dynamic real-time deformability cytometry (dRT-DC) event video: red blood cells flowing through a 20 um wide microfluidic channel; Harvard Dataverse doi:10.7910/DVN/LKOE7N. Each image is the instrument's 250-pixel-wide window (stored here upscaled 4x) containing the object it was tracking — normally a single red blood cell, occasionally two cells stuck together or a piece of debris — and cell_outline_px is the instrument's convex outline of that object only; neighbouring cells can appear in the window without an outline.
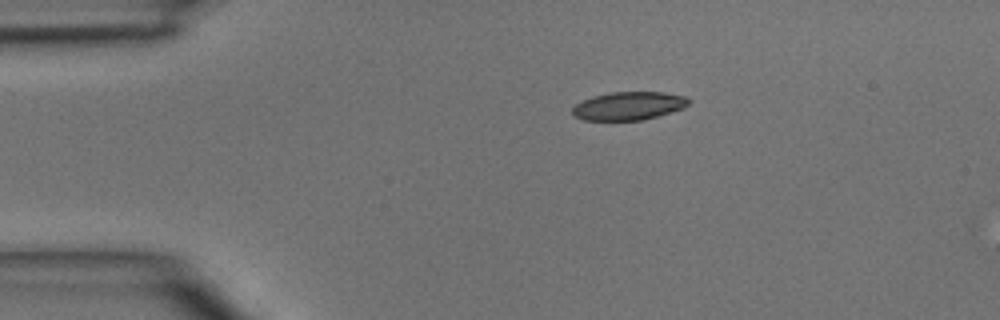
{"species": "common noctule bat (a hibernating species)", "species_latin": "Nyctalus noctula", "temperature_condition": "room temperature", "stored_images_in_passage": 2, "camera_frame_rate_fps": 3000, "um_per_image_px": 0.085, "animal": {"sex": "male", "body_mass_g": 15.6}, "frame": {"image": 1, "passage_image": 1, "time_ms": 0.0, "image_size_px": [1000, 320], "cell_outline_px": [[692, 100], [684, 108], [644, 120], [584, 120], [572, 116], [572, 108], [576, 104], [584, 100], [596, 96], [612, 92], [664, 92], [688, 96]], "centroid_in_image_um": [53.48, 9.0], "position_along_channel_um": 31.5, "area_um2": 19.19}}